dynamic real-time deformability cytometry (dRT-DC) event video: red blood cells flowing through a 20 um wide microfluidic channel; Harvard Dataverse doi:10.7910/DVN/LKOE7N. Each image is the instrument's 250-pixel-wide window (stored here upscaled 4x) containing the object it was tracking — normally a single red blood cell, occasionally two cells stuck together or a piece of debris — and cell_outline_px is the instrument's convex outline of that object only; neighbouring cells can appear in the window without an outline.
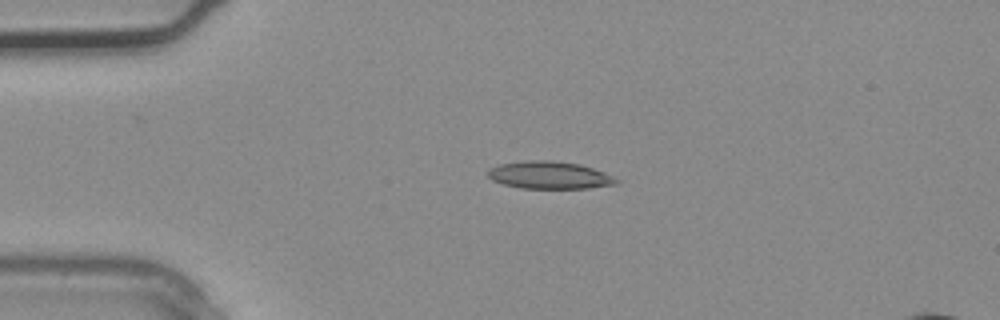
{"species": "common noctule bat (a hibernating species)", "species_latin": "Nyctalus noctula", "temperature_condition": "warm", "stored_images_in_passage": 2, "camera_frame_rate_fps": 3000, "um_per_image_px": 0.085, "animal": {"sex": "male", "body_mass_g": 20.4}, "frame": {"image": 1, "passage_image": 2, "time_ms": 0.333, "image_size_px": [1000, 320], "cell_outline_px": [[620, 184], [588, 188], [520, 188], [504, 184], [492, 180], [488, 176], [488, 168], [500, 164], [524, 160], [552, 160], [580, 164], [604, 172], [620, 180]], "centroid_in_image_um": [46.72, 14.88], "position_along_channel_um": 38.3, "area_um2": 20.69}}